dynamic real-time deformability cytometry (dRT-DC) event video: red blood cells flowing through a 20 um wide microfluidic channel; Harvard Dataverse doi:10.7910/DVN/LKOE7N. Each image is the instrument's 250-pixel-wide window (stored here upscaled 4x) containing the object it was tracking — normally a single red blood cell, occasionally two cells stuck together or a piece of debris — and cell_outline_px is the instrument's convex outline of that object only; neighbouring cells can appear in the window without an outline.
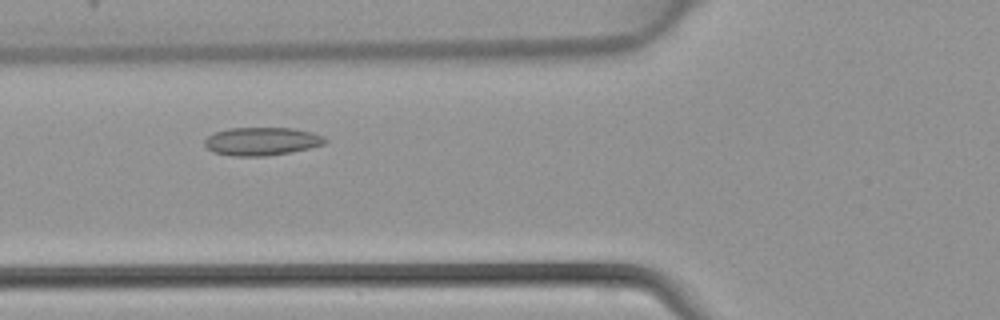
{"species": "common noctule bat (a hibernating species)", "species_latin": "Nyctalus noctula", "temperature_condition": "warm", "stored_images_in_passage": 19, "camera_frame_rate_fps": 3000, "um_per_image_px": 0.085, "animal": {"sex": "female", "body_mass_g": 22.7, "forearm_length_mm": 54.2}, "frame": {"image": 1, "passage_image": 3, "time_ms": 0.667, "image_size_px": [1000, 320], "cell_outline_px": [[328, 140], [324, 144], [292, 152], [264, 156], [232, 156], [212, 152], [204, 144], [204, 140], [208, 136], [216, 132], [228, 128], [292, 128], [312, 132], [324, 136]], "centroid_in_image_um": [22.25, 12.01], "position_along_channel_um": 103.6, "area_um2": 19.77}}
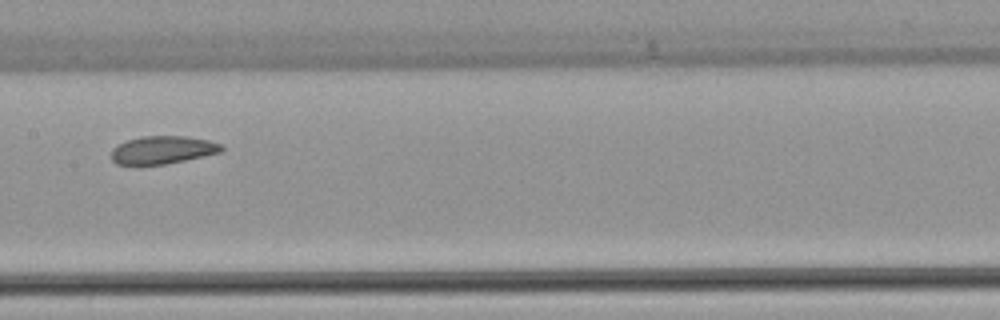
{"frame": {"image": 2, "passage_image": 9, "time_ms": 2.667, "image_size_px": [1000, 320], "cell_outline_px": [[224, 148], [220, 152], [184, 160], [164, 164], [136, 168], [116, 164], [112, 160], [112, 148], [128, 140], [140, 136], [184, 136], [208, 140], [220, 144]], "centroid_in_image_um": [13.73, 12.78], "position_along_channel_um": 193.7, "area_um2": 18.26}}
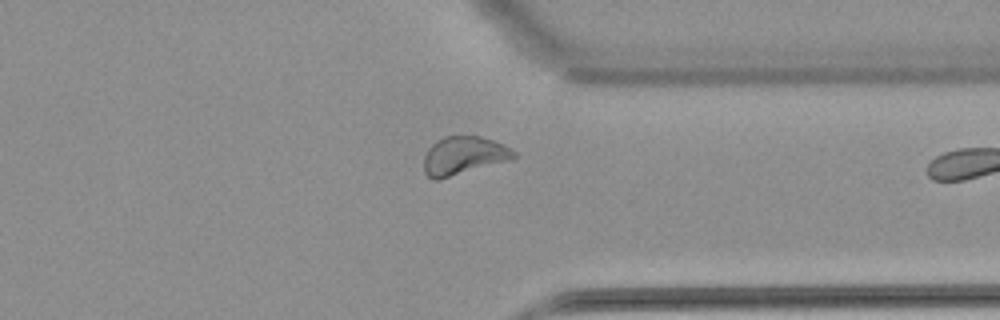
{"frame": {"image": 3, "passage_image": 18, "time_ms": 5.667, "image_size_px": [1000, 320], "cell_outline_px": [[516, 156], [512, 160], [440, 180], [432, 180], [424, 172], [424, 156], [428, 148], [436, 140], [444, 136], [480, 136], [504, 144], [516, 152]], "centroid_in_image_um": [39.41, 13.24], "position_along_channel_um": 372.0, "area_um2": 20.4}}